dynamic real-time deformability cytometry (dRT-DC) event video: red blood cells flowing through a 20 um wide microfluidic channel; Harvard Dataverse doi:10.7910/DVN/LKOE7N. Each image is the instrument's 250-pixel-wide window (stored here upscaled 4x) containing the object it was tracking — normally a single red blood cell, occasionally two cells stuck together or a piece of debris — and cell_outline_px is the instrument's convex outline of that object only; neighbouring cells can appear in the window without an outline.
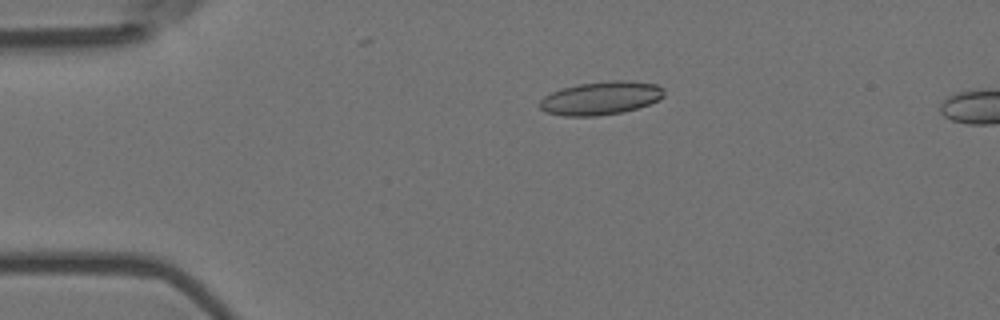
{"species": "Egyptian fruit bat (a non-hibernating species)", "species_latin": "Rousettus aegyptiacus", "temperature_condition": "room temperature", "stored_images_in_passage": 13, "camera_frame_rate_fps": 3000, "um_per_image_px": 0.085, "animal": {"sex": "female"}, "frame": {"image": 1, "passage_image": 1, "time_ms": 0.0, "image_size_px": [1000, 320], "cell_outline_px": [[664, 96], [648, 104], [624, 112], [596, 116], [564, 116], [544, 112], [540, 108], [540, 100], [544, 96], [552, 92], [564, 88], [580, 84], [612, 80], [620, 80], [656, 84], [664, 88]], "centroid_in_image_um": [51.05, 8.35], "position_along_channel_um": 33.9, "area_um2": 23.93}}
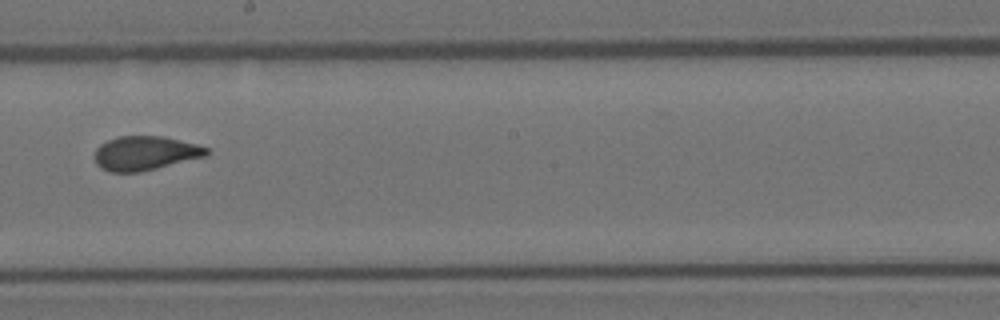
{"frame": {"image": 2, "passage_image": 6, "time_ms": 1.667, "image_size_px": [1000, 320], "cell_outline_px": [[208, 152], [204, 156], [140, 172], [108, 172], [100, 168], [96, 164], [96, 148], [100, 144], [108, 140], [120, 136], [164, 136], [196, 144], [208, 148]], "centroid_in_image_um": [12.3, 13.02], "position_along_channel_um": 235.9, "area_um2": 22.02}}
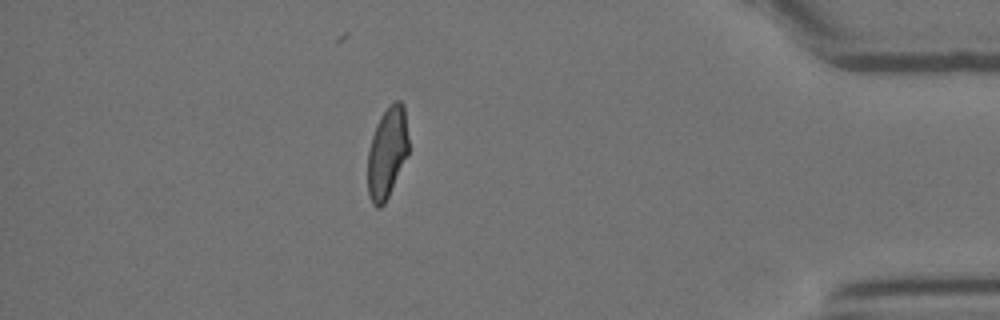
{"frame": {"image": 3, "passage_image": 11, "time_ms": 3.333, "image_size_px": [1000, 320], "cell_outline_px": [[408, 152], [388, 196], [384, 204], [380, 208], [376, 208], [372, 204], [368, 196], [368, 148], [376, 124], [380, 116], [396, 100], [400, 100], [404, 104], [408, 136]], "centroid_in_image_um": [32.89, 12.98], "position_along_channel_um": 402.3, "area_um2": 21.5}}